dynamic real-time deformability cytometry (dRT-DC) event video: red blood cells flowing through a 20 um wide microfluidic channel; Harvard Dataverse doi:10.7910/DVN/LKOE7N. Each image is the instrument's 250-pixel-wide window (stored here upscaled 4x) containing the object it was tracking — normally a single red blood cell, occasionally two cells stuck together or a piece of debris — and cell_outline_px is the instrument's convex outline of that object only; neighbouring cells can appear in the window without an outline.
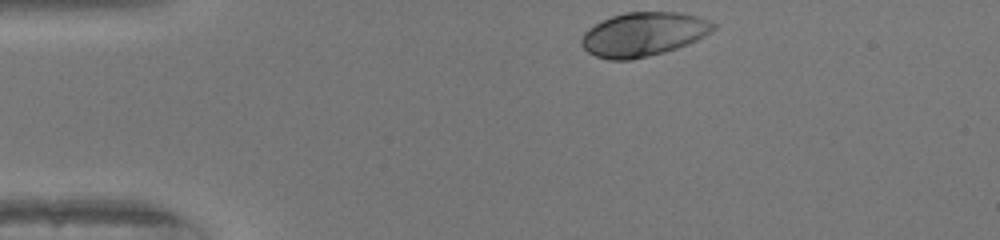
{"species": "human", "species_latin": "Homo sapiens", "temperature_condition": "warm", "stored_images_in_passage": 33, "camera_frame_rate_fps": 3000, "um_per_image_px": 0.085, "donor": {"sex": "female"}, "frame": {"image": 1, "passage_image": 1, "time_ms": 0.0, "image_size_px": [1000, 240], "cell_outline_px": [[716, 28], [704, 36], [688, 44], [664, 52], [648, 56], [628, 60], [608, 60], [596, 56], [588, 52], [580, 44], [580, 40], [584, 32], [588, 28], [612, 16], [624, 12], [680, 12], [696, 16], [708, 20], [716, 24]], "centroid_in_image_um": [54.68, 2.91], "position_along_channel_um": 30.3, "area_um2": 33.7}}
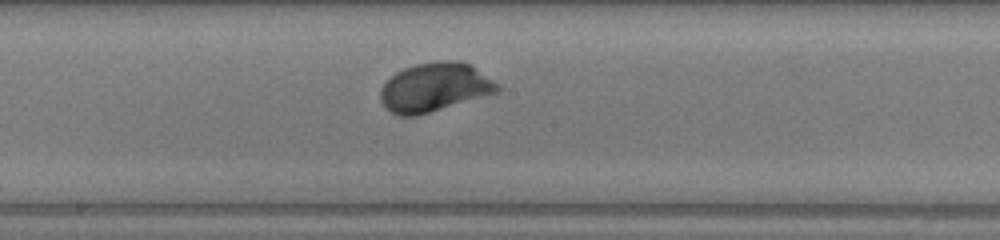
{"frame": {"image": 2, "passage_image": 19, "time_ms": 6.0, "image_size_px": [1000, 240], "cell_outline_px": [[500, 92], [416, 116], [400, 116], [384, 108], [380, 100], [380, 88], [396, 72], [404, 68], [416, 64], [440, 60], [460, 60], [472, 64], [500, 84]], "centroid_in_image_um": [36.98, 7.41], "position_along_channel_um": 211.2, "area_um2": 33.7}}
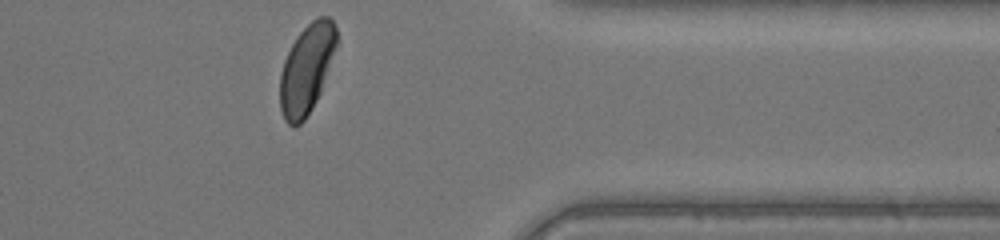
{"frame": {"image": 3, "passage_image": 33, "time_ms": 10.667, "image_size_px": [1000, 240], "cell_outline_px": [[336, 44], [320, 92], [316, 100], [304, 120], [300, 124], [292, 128], [284, 120], [280, 108], [280, 72], [284, 60], [296, 36], [316, 16], [328, 16], [332, 20], [336, 28]], "centroid_in_image_um": [26.03, 5.87], "position_along_channel_um": 385.4, "area_um2": 29.02}, "authors_computed_cell_mechanics": {"area_um2": 32.4836, "velocity_mm_per_s": 4.0302, "shape_relaxation_time_tau1_ms": 1.9529, "shape_relaxation_time_tau2_ms": null, "deformation_change_tau1": 0.1572, "deformation_change_tau2": null}}